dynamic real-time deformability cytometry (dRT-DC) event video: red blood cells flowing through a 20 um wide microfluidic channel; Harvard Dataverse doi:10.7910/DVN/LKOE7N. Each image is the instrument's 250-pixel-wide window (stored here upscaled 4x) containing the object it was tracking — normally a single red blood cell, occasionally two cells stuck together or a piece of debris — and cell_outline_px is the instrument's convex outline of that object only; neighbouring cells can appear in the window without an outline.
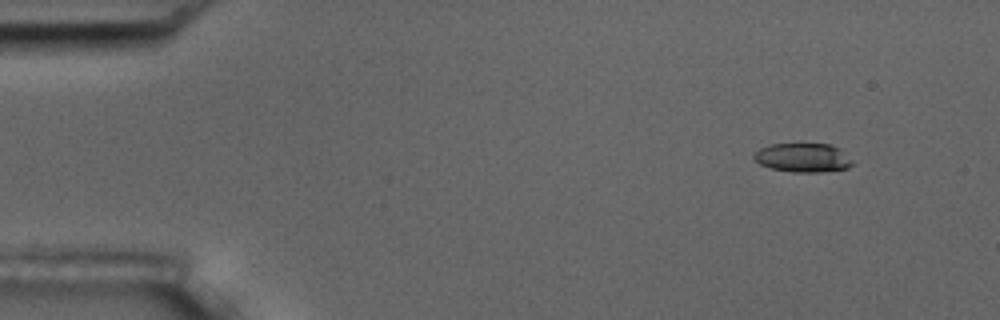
{"species": "common noctule bat (a hibernating species)", "species_latin": "Nyctalus noctula", "temperature_condition": "room temperature", "stored_images_in_passage": 5, "camera_frame_rate_fps": 3000, "um_per_image_px": 0.085, "animal": {"sex": "male", "body_mass_g": 17.5, "forearm_length_mm": 52.3}, "frame": {"image": 1, "passage_image": 1, "time_ms": 0.0, "image_size_px": [1000, 320], "cell_outline_px": [[852, 164], [848, 168], [820, 172], [792, 172], [772, 168], [760, 164], [752, 156], [760, 148], [772, 144], [828, 144], [840, 148], [852, 160]], "centroid_in_image_um": [68.26, 13.4], "position_along_channel_um": 16.7, "area_um2": 16.47}}